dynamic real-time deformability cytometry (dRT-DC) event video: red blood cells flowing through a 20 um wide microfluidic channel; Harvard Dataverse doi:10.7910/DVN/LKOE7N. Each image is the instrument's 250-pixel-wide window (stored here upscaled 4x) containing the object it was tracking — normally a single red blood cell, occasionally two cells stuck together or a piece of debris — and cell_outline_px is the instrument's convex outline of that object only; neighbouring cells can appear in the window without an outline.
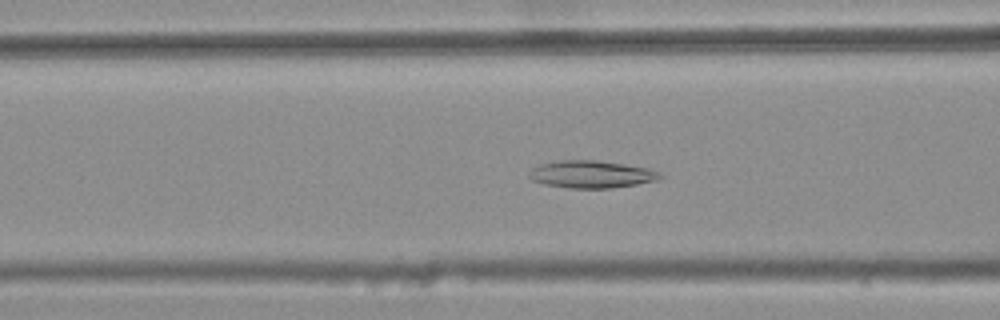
{"species": "common noctule bat (a hibernating species)", "species_latin": "Nyctalus noctula", "temperature_condition": "warm", "stored_images_in_passage": 42, "camera_frame_rate_fps": 3000, "um_per_image_px": 0.085, "animal": {"sex": "female", "body_mass_g": 25.1}, "frame": {"image": 1, "passage_image": 20, "time_ms": 6.333, "image_size_px": [1000, 320], "cell_outline_px": [[664, 176], [656, 180], [636, 184], [612, 188], [568, 188], [544, 184], [532, 180], [528, 176], [528, 172], [532, 168], [540, 164], [564, 160], [592, 160], [624, 164], [648, 168], [660, 172]], "centroid_in_image_um": [50.25, 14.82], "position_along_channel_um": 116.3, "area_um2": 20.81}}
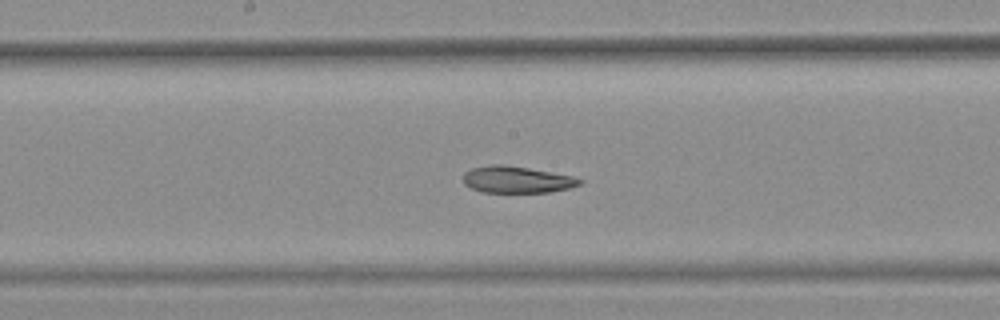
{"frame": {"image": 2, "passage_image": 27, "time_ms": 8.667, "image_size_px": [1000, 320], "cell_outline_px": [[584, 180], [580, 184], [572, 188], [552, 192], [480, 192], [464, 184], [464, 172], [472, 168], [492, 164], [504, 164], [528, 168], [572, 176]], "centroid_in_image_um": [43.94, 15.27], "position_along_channel_um": 204.3, "area_um2": 18.15}}
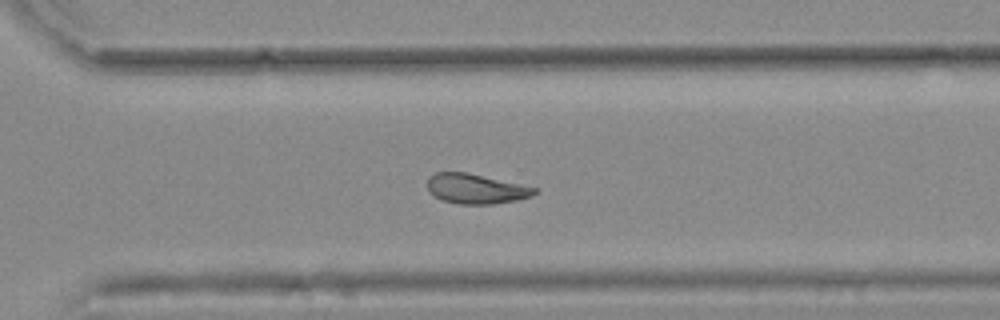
{"frame": {"image": 3, "passage_image": 37, "time_ms": 12.0, "image_size_px": [1000, 320], "cell_outline_px": [[536, 192], [532, 196], [516, 200], [492, 204], [460, 204], [444, 200], [428, 192], [428, 176], [436, 172], [468, 172], [520, 184], [536, 188]], "centroid_in_image_um": [40.43, 16.03], "position_along_channel_um": 330.2, "area_um2": 18.5}, "authors_computed_cell_mechanics": {"area_um2": 20.4901, "velocity_mm_per_s": 3.7737, "shape_relaxation_time_tau1_ms": null, "shape_relaxation_time_tau2_ms": 3.7136, "deformation_change_tau1": null, "deformation_change_tau2": 0.0971}}